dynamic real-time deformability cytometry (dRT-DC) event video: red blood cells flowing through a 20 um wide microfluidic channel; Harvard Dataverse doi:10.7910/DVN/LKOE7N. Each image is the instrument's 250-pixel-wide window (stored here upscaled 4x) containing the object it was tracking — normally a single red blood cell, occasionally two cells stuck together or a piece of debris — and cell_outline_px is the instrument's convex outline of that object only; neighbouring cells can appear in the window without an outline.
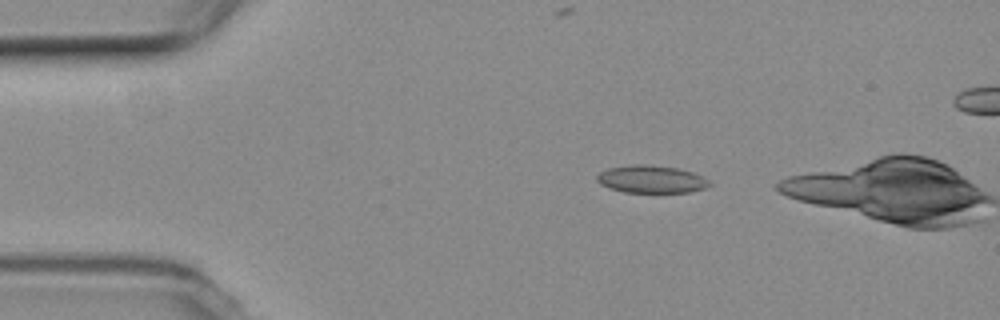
{"species": "common noctule bat (a hibernating species)", "species_latin": "Nyctalus noctula", "temperature_condition": "room temperature", "stored_images_in_passage": 7, "segment_of_instrument_passage": [1, 2], "camera_frame_rate_fps": 3000, "um_per_image_px": 0.085, "animal": {"sex": "female", "body_mass_g": 19.3, "forearm_length_mm": 54.1}, "frame": {"image": 1, "passage_image": 3, "time_ms": 2.333, "image_size_px": [1000, 320], "cell_outline_px": [[712, 184], [704, 188], [688, 192], [624, 192], [608, 188], [600, 184], [596, 180], [596, 176], [600, 172], [608, 168], [632, 164], [644, 164], [680, 168], [692, 172], [708, 180]], "centroid_in_image_um": [55.32, 15.23], "position_along_channel_um": 29.7, "area_um2": 18.09}}
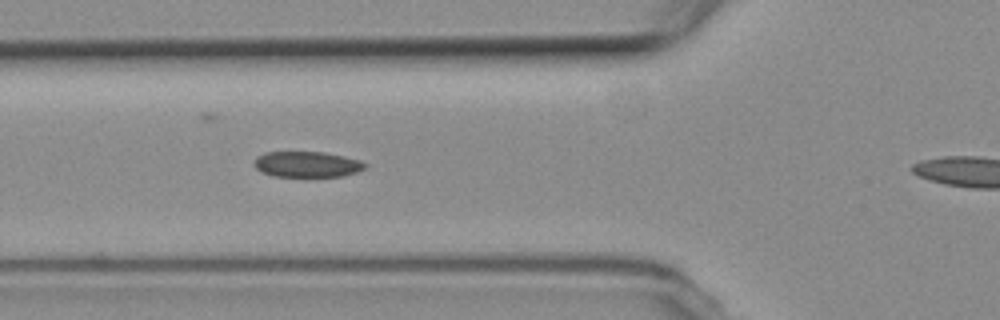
{"frame": {"image": 2, "passage_image": 6, "time_ms": 5.667, "image_size_px": [1000, 320], "cell_outline_px": [[368, 168], [356, 172], [340, 176], [272, 176], [256, 168], [252, 164], [256, 156], [264, 152], [324, 152], [360, 160], [368, 164]], "centroid_in_image_um": [26.09, 13.96], "position_along_channel_um": 99.7, "area_um2": 16.65}}